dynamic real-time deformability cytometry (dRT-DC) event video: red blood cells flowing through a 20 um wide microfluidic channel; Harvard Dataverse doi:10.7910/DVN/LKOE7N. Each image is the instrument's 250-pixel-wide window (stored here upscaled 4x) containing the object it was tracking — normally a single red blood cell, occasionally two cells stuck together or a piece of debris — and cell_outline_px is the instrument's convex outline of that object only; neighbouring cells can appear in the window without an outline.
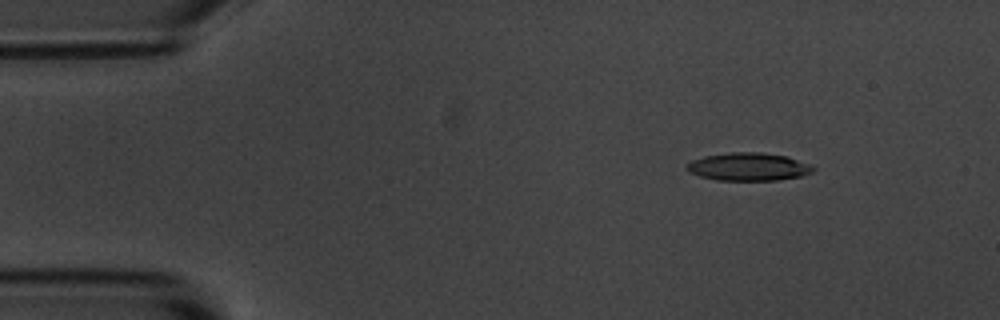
{"species": "common noctule bat (a hibernating species)", "species_latin": "Nyctalus noctula", "temperature_condition": "room temperature", "stored_images_in_passage": 4, "camera_frame_rate_fps": 3000, "um_per_image_px": 0.085, "animal": {"sex": "male", "body_mass_g": 20.1, "forearm_length_mm": 53.5}, "frame": {"image": 1, "passage_image": 2, "time_ms": 2.0, "image_size_px": [1000, 320], "cell_outline_px": [[816, 168], [812, 172], [800, 176], [776, 180], [716, 180], [700, 176], [688, 172], [688, 164], [692, 160], [704, 156], [732, 152], [760, 152], [788, 156], [808, 164]], "centroid_in_image_um": [63.62, 14.17], "position_along_channel_um": 21.4, "area_um2": 20.4}}
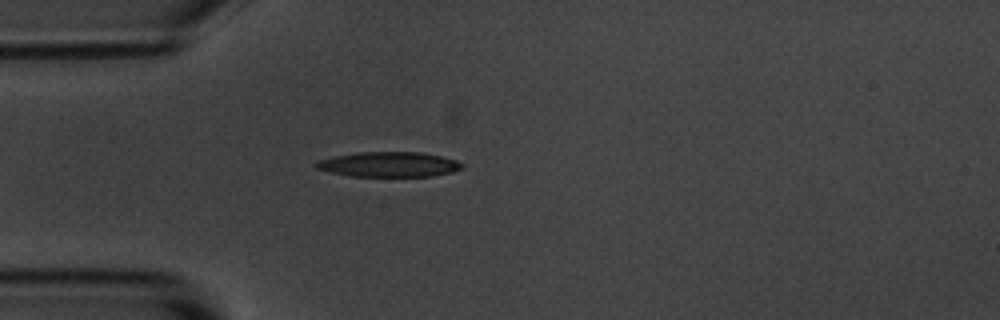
{"frame": {"image": 2, "passage_image": 4, "time_ms": 4.667, "image_size_px": [1000, 320], "cell_outline_px": [[464, 168], [452, 172], [432, 176], [352, 176], [332, 172], [316, 168], [312, 164], [316, 160], [336, 156], [360, 152], [420, 152], [440, 156], [456, 160], [464, 164]], "centroid_in_image_um": [33.07, 13.97], "position_along_channel_um": 51.9, "area_um2": 21.21}}